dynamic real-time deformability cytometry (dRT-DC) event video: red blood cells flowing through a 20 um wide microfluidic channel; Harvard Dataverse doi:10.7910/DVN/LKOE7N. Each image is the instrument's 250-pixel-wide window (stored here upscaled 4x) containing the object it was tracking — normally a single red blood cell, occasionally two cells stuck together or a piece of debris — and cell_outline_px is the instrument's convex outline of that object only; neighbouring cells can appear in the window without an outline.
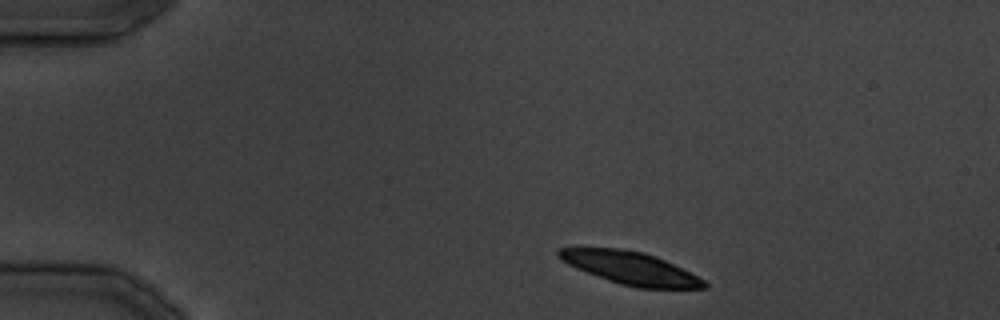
{"species": "common noctule bat (a hibernating species)", "species_latin": "Nyctalus noctula", "temperature_condition": "cold", "stored_images_in_passage": 17, "camera_frame_rate_fps": 3000, "um_per_image_px": 0.085, "animal": {"sex": "male", "body_mass_g": 19.5, "forearm_length_mm": 54.6}, "frame": {"image": 1, "passage_image": 1, "time_ms": 0.0, "image_size_px": [1000, 320], "cell_outline_px": [[708, 288], [636, 288], [620, 284], [608, 280], [576, 268], [560, 260], [556, 256], [556, 252], [560, 248], [620, 248], [644, 252], [656, 256], [704, 280], [708, 284]], "centroid_in_image_um": [53.55, 22.78], "position_along_channel_um": 31.4, "area_um2": 27.46}}